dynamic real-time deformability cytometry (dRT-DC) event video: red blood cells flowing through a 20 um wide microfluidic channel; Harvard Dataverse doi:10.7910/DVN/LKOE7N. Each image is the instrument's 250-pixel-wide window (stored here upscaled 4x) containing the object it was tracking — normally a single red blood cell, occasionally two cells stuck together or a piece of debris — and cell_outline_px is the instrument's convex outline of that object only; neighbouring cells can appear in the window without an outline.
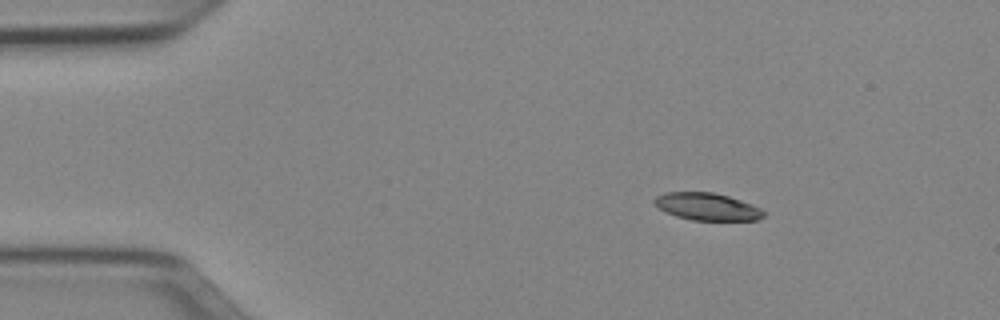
{"species": "Egyptian fruit bat (a non-hibernating species)", "species_latin": "Rousettus aegyptiacus", "temperature_condition": "cold", "stored_images_in_passage": 44, "camera_frame_rate_fps": 3000, "um_per_image_px": 0.085, "animal": {"sex": "female"}, "frame": {"image": 1, "passage_image": 1, "time_ms": 0.0, "image_size_px": [1000, 320], "cell_outline_px": [[768, 212], [764, 216], [756, 220], [692, 220], [676, 216], [660, 208], [652, 200], [656, 196], [664, 192], [712, 192], [728, 196], [752, 204]], "centroid_in_image_um": [60.13, 17.56], "position_along_channel_um": 24.9, "area_um2": 17.34}}
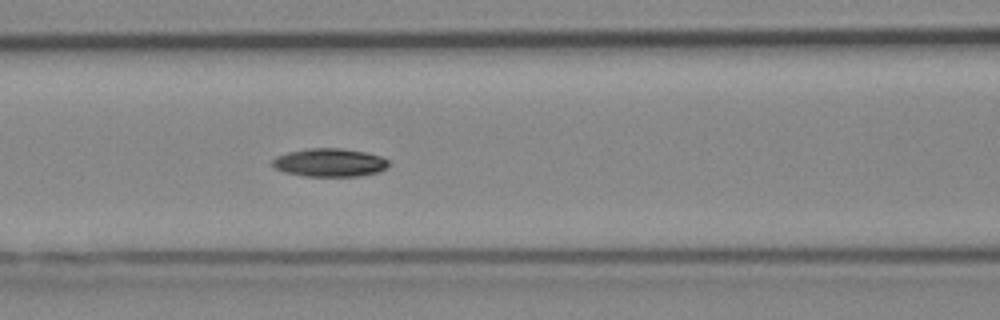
{"frame": {"image": 2, "passage_image": 15, "time_ms": 4.667, "image_size_px": [1000, 320], "cell_outline_px": [[388, 164], [380, 172], [356, 176], [304, 176], [284, 172], [272, 168], [272, 160], [276, 156], [288, 152], [308, 148], [340, 148], [364, 152], [380, 156], [388, 160]], "centroid_in_image_um": [27.96, 13.82], "position_along_channel_um": 138.6, "area_um2": 19.13}}
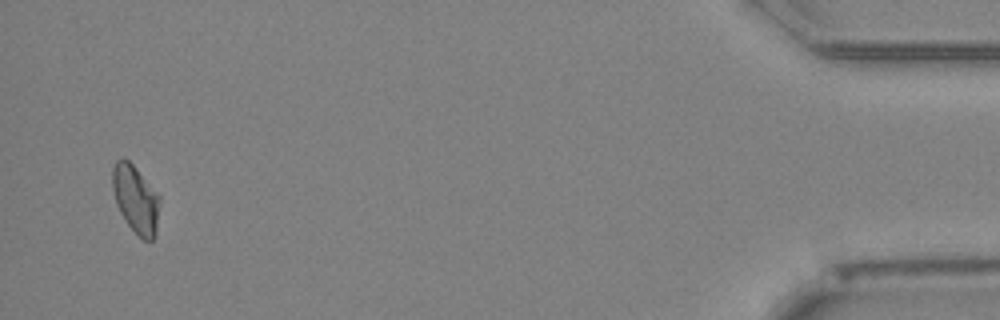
{"frame": {"image": 3, "passage_image": 43, "time_ms": 14.0, "image_size_px": [1000, 320], "cell_outline_px": [[160, 204], [156, 236], [152, 240], [144, 240], [128, 224], [120, 212], [116, 204], [112, 188], [112, 168], [116, 160], [124, 156], [136, 168], [160, 196]], "centroid_in_image_um": [11.53, 16.91], "position_along_channel_um": 423.7, "area_um2": 18.73}, "authors_computed_cell_mechanics": {"area_um2": 18.7272, "velocity_mm_per_s": 3.9459, "shape_relaxation_time_tau1_ms": 3.3209, "shape_relaxation_time_tau2_ms": null, "deformation_change_tau1": 0.1211, "deformation_change_tau2": null}}